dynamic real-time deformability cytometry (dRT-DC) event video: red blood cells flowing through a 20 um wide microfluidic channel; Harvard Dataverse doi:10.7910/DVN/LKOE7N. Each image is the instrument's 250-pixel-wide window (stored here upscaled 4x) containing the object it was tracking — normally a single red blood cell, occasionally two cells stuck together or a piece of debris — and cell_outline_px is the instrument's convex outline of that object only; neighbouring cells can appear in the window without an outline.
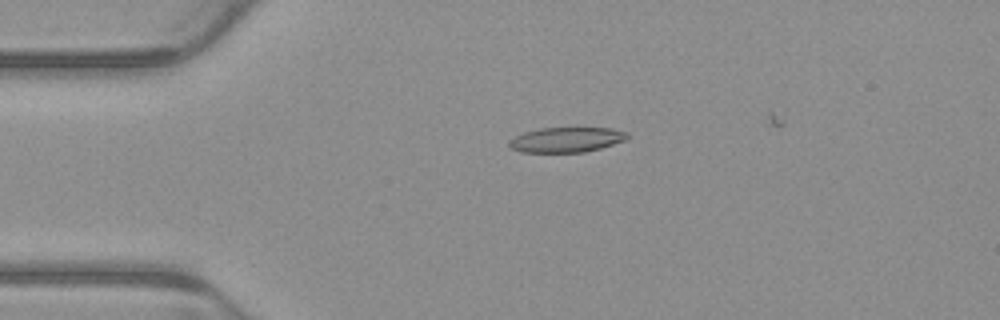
{"species": "common noctule bat (a hibernating species)", "species_latin": "Nyctalus noctula", "temperature_condition": "warm", "stored_images_in_passage": 3, "camera_frame_rate_fps": 3000, "um_per_image_px": 0.085, "animal": {"sex": "male", "body_mass_g": 23.1, "forearm_length_mm": 52.7}, "frame": {"image": 1, "passage_image": 2, "time_ms": 0.333, "image_size_px": [1000, 320], "cell_outline_px": [[628, 136], [624, 140], [600, 148], [584, 152], [520, 152], [508, 148], [508, 140], [524, 132], [540, 128], [612, 128], [628, 132]], "centroid_in_image_um": [48.09, 11.88], "position_along_channel_um": 36.9, "area_um2": 17.22}}